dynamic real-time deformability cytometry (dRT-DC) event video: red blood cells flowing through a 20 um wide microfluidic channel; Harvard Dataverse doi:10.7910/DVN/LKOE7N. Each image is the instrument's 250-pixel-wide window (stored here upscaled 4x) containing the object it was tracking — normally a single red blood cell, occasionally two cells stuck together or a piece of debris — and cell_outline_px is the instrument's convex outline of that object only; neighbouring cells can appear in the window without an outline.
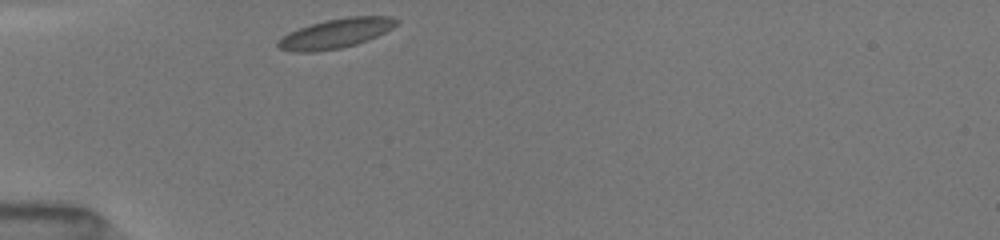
{"species": "common noctule bat (a hibernating species)", "species_latin": "Nyctalus noctula", "temperature_condition": "room temperature", "stored_images_in_passage": 11, "camera_frame_rate_fps": 3000, "um_per_image_px": 0.085, "animal": {"sex": "female", "body_mass_g": 19.5, "forearm_length_mm": 54.1}, "frame": {"image": 1, "passage_image": 1, "time_ms": 0.0, "image_size_px": [1000, 240], "cell_outline_px": [[400, 20], [392, 28], [368, 40], [356, 44], [340, 48], [316, 52], [292, 52], [280, 48], [276, 44], [288, 32], [324, 20], [348, 16], [392, 16]], "centroid_in_image_um": [28.56, 2.83], "position_along_channel_um": 56.4, "area_um2": 20.29}}
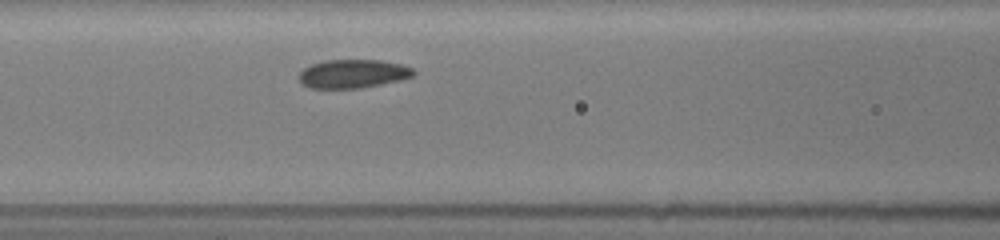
{"frame": {"image": 2, "passage_image": 8, "time_ms": 2.333, "image_size_px": [1000, 240], "cell_outline_px": [[416, 72], [412, 76], [400, 80], [360, 88], [308, 88], [300, 84], [296, 76], [304, 68], [312, 64], [324, 60], [380, 60], [400, 64], [412, 68]], "centroid_in_image_um": [29.93, 6.27], "position_along_channel_um": 136.7, "area_um2": 19.19}}
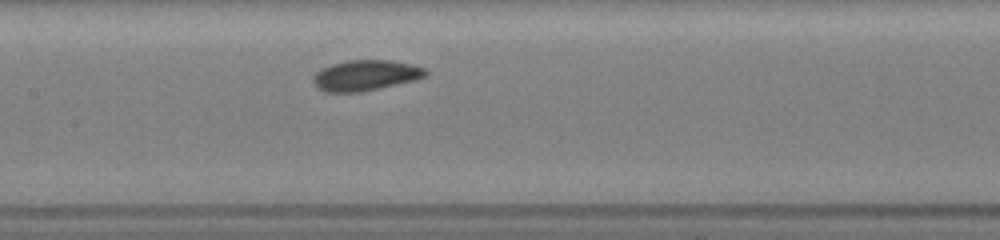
{"frame": {"image": 3, "passage_image": 11, "time_ms": 3.333, "image_size_px": [1000, 240], "cell_outline_px": [[428, 72], [424, 76], [416, 80], [380, 88], [360, 92], [324, 92], [316, 88], [312, 80], [312, 76], [320, 68], [332, 64], [348, 60], [388, 60], [412, 64], [424, 68]], "centroid_in_image_um": [31.02, 6.41], "position_along_channel_um": 176.4, "area_um2": 20.17}}